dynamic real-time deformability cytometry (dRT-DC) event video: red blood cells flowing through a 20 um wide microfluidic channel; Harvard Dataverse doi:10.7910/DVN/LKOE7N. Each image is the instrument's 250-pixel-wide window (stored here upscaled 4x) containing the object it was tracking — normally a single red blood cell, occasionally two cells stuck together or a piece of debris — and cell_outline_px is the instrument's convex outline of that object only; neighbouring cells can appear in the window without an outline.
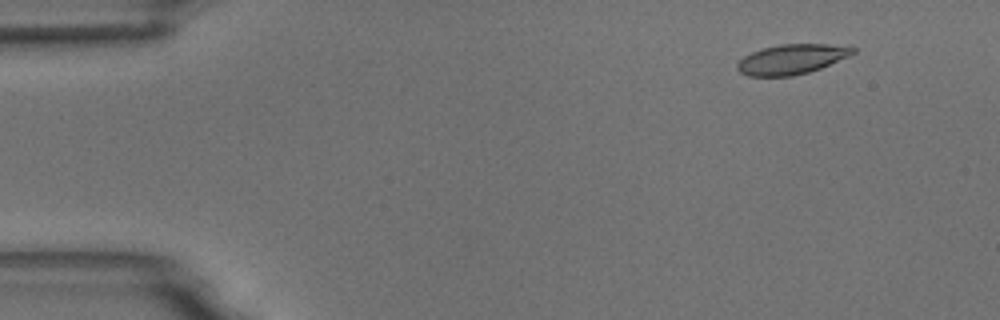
{"species": "common noctule bat (a hibernating species)", "species_latin": "Nyctalus noctula", "temperature_condition": "room temperature", "stored_images_in_passage": 5, "camera_frame_rate_fps": 3000, "um_per_image_px": 0.085, "animal": {"sex": "male", "body_mass_g": 18.8}, "frame": {"image": 1, "passage_image": 2, "time_ms": 1.333, "image_size_px": [1000, 320], "cell_outline_px": [[856, 52], [848, 56], [820, 68], [808, 72], [792, 76], [748, 76], [740, 72], [736, 68], [736, 64], [744, 56], [752, 52], [764, 48], [780, 44], [828, 44], [856, 48]], "centroid_in_image_um": [67.26, 5.04], "position_along_channel_um": 17.7, "area_um2": 19.94}}
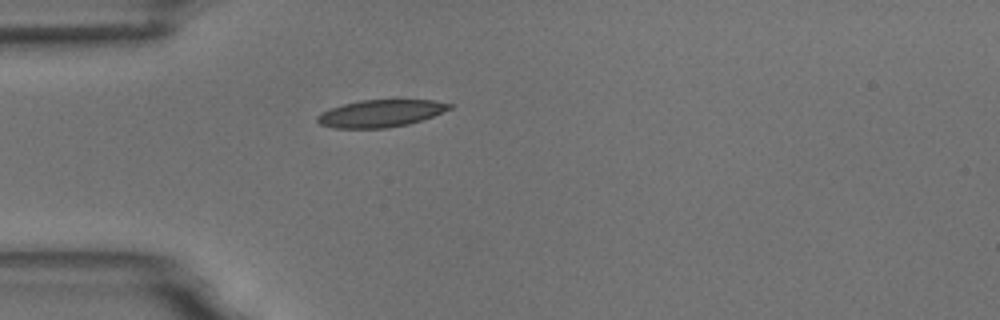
{"frame": {"image": 2, "passage_image": 5, "time_ms": 4.667, "image_size_px": [1000, 320], "cell_outline_px": [[456, 104], [452, 108], [432, 116], [408, 124], [388, 128], [336, 128], [320, 124], [316, 120], [316, 116], [320, 112], [344, 104], [360, 100], [436, 100]], "centroid_in_image_um": [32.37, 9.63], "position_along_channel_um": 52.6, "area_um2": 20.98}}